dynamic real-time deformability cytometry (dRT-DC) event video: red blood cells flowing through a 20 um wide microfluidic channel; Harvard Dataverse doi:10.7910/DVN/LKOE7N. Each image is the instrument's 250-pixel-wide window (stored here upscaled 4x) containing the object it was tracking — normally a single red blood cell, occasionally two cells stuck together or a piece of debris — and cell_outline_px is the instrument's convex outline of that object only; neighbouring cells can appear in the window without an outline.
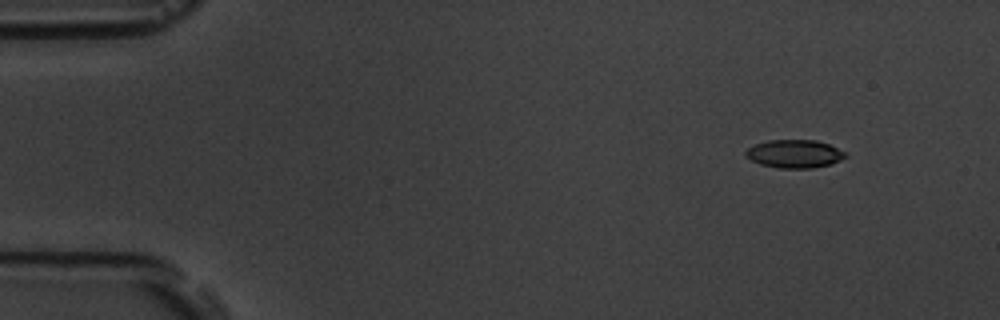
{"species": "common noctule bat (a hibernating species)", "species_latin": "Nyctalus noctula", "temperature_condition": "room temperature", "stored_images_in_passage": 5, "camera_frame_rate_fps": 3000, "um_per_image_px": 0.085, "animal": {"sex": "male", "body_mass_g": 19.5, "forearm_length_mm": 54.6}, "frame": {"image": 1, "passage_image": 2, "time_ms": 0.333, "image_size_px": [1000, 320], "cell_outline_px": [[848, 156], [832, 164], [812, 168], [780, 168], [760, 164], [744, 156], [744, 152], [748, 148], [756, 144], [768, 140], [816, 140], [828, 144], [844, 152]], "centroid_in_image_um": [67.52, 13.08], "position_along_channel_um": 17.5, "area_um2": 16.3}}
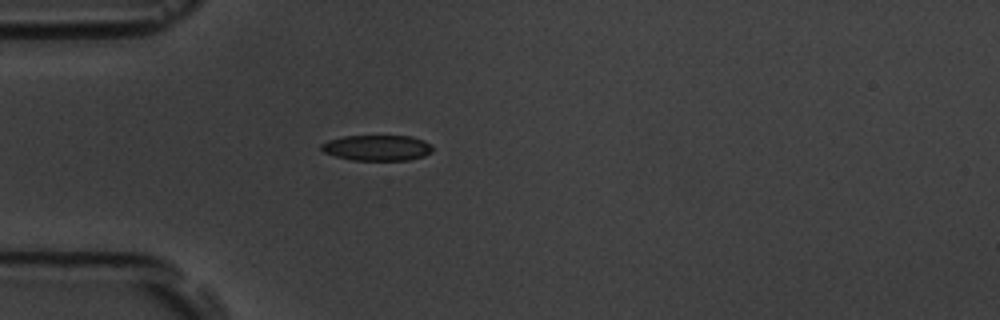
{"frame": {"image": 2, "passage_image": 5, "time_ms": 1.333, "image_size_px": [1000, 320], "cell_outline_px": [[432, 152], [424, 156], [408, 160], [352, 160], [336, 156], [324, 152], [320, 148], [320, 144], [328, 140], [344, 136], [412, 136], [424, 140], [432, 144]], "centroid_in_image_um": [32.07, 12.56], "position_along_channel_um": 52.9, "area_um2": 16.7}}